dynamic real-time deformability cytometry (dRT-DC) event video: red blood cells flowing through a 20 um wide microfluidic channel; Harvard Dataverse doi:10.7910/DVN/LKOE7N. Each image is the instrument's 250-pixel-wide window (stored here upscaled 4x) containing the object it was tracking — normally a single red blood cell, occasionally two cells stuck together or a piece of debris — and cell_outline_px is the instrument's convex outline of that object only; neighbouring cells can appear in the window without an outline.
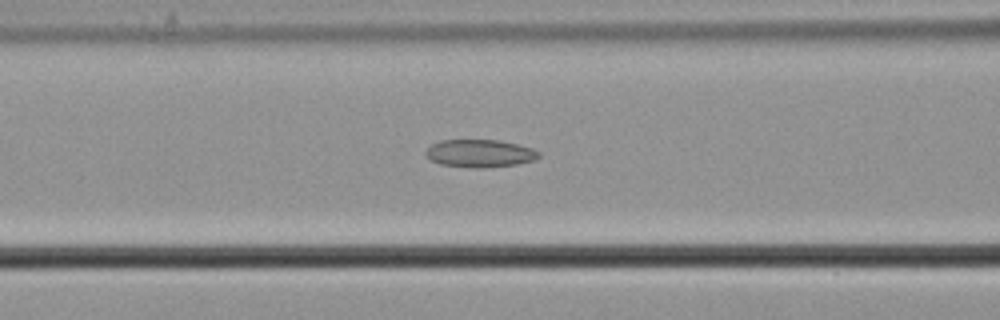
{"species": "common noctule bat (a hibernating species)", "species_latin": "Nyctalus noctula", "temperature_condition": "cold", "stored_images_in_passage": 44, "camera_frame_rate_fps": 3000, "um_per_image_px": 0.085, "animal": {"sex": "male", "body_mass_g": 21.5, "forearm_length_mm": 52.0}, "frame": {"image": 1, "passage_image": 14, "time_ms": 4.333, "image_size_px": [1000, 320], "cell_outline_px": [[540, 156], [536, 160], [516, 164], [484, 168], [472, 168], [440, 164], [424, 156], [424, 152], [432, 144], [440, 140], [500, 140], [532, 148], [540, 152]], "centroid_in_image_um": [40.78, 13.04], "position_along_channel_um": 125.8, "area_um2": 18.38}}
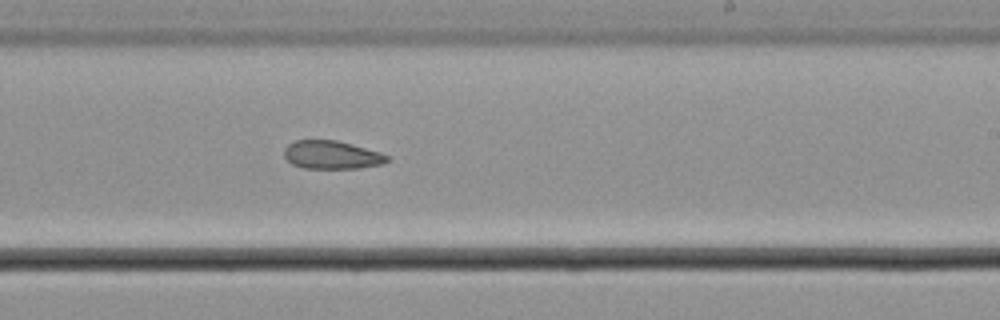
{"frame": {"image": 2, "passage_image": 25, "time_ms": 8.0, "image_size_px": [1000, 320], "cell_outline_px": [[392, 160], [384, 164], [360, 168], [304, 168], [292, 164], [284, 156], [284, 148], [288, 144], [296, 140], [336, 140], [352, 144], [380, 152], [392, 156]], "centroid_in_image_um": [28.26, 13.17], "position_along_channel_um": 260.7, "area_um2": 17.17}}
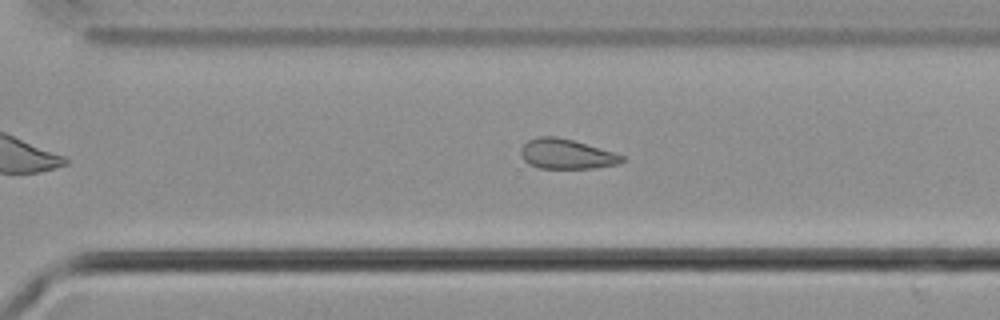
{"frame": {"image": 3, "passage_image": 30, "time_ms": 9.667, "image_size_px": [1000, 320], "cell_outline_px": [[624, 160], [620, 164], [592, 168], [540, 168], [528, 164], [520, 156], [520, 148], [528, 140], [536, 136], [556, 136], [572, 140], [612, 152], [624, 156]], "centroid_in_image_um": [48.1, 13.09], "position_along_channel_um": 322.5, "area_um2": 17.57}}